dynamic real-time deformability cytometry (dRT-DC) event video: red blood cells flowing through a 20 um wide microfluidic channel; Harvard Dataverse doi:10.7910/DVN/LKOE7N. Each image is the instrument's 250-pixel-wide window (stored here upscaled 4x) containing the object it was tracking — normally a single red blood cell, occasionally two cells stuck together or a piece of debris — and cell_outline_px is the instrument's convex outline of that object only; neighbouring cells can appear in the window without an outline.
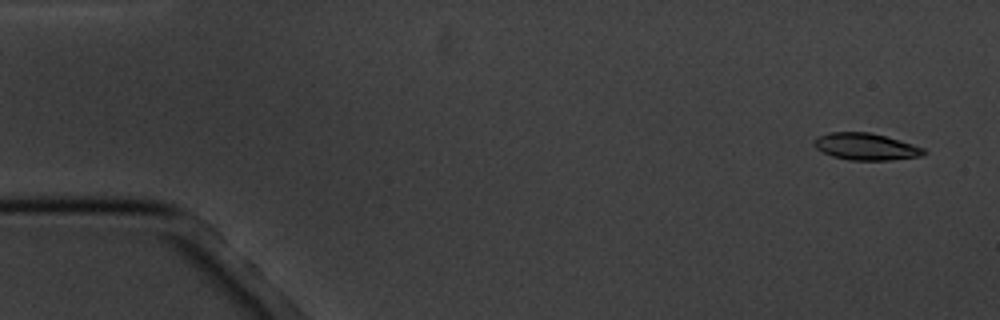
{"species": "common noctule bat (a hibernating species)", "species_latin": "Nyctalus noctula", "temperature_condition": "cold", "stored_images_in_passage": 4, "camera_frame_rate_fps": 3000, "um_per_image_px": 0.085, "animal": {"sex": "male", "body_mass_g": 20.1, "forearm_length_mm": 53.5}, "frame": {"image": 1, "passage_image": 1, "time_ms": 0.0, "image_size_px": [1000, 320], "cell_outline_px": [[928, 152], [924, 156], [888, 160], [848, 160], [832, 156], [816, 148], [812, 144], [812, 140], [816, 136], [828, 132], [868, 132], [884, 136], [912, 144], [924, 148]], "centroid_in_image_um": [73.57, 12.46], "position_along_channel_um": 11.4, "area_um2": 17.28}}
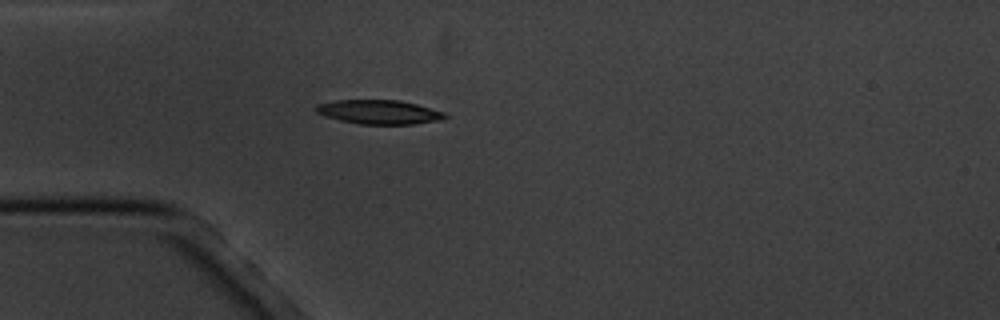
{"frame": {"image": 2, "passage_image": 4, "time_ms": 4.333, "image_size_px": [1000, 320], "cell_outline_px": [[448, 116], [440, 120], [412, 124], [360, 124], [340, 120], [316, 112], [316, 104], [336, 100], [400, 100], [416, 104], [444, 112]], "centroid_in_image_um": [32.23, 9.51], "position_along_channel_um": 52.8, "area_um2": 17.92}}